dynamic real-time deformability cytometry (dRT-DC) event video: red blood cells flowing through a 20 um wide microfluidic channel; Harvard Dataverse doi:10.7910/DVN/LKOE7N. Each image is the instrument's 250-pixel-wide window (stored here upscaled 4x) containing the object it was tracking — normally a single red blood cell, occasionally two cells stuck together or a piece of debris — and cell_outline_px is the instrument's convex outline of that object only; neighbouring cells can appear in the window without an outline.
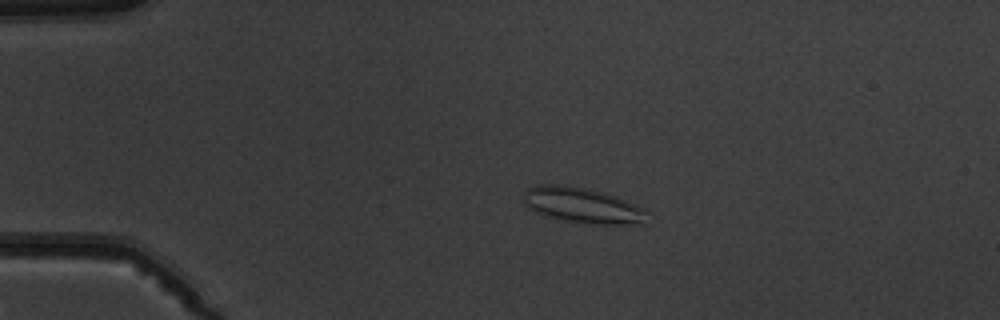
{"species": "common noctule bat (a hibernating species)", "species_latin": "Nyctalus noctula", "temperature_condition": "warm", "stored_images_in_passage": 7, "camera_frame_rate_fps": 3000, "um_per_image_px": 0.085, "animal": {"sex": "male", "body_mass_g": 19.5, "forearm_length_mm": 54.6}, "frame": {"image": 1, "passage_image": 4, "time_ms": 3.667, "image_size_px": [1000, 320], "cell_outline_px": [[644, 224], [584, 224], [544, 216], [536, 212], [524, 204], [524, 192], [528, 188], [536, 184], [560, 184], [588, 188], [604, 192], [616, 196], [644, 208]], "centroid_in_image_um": [49.46, 17.44], "position_along_channel_um": 35.5, "area_um2": 25.66}}
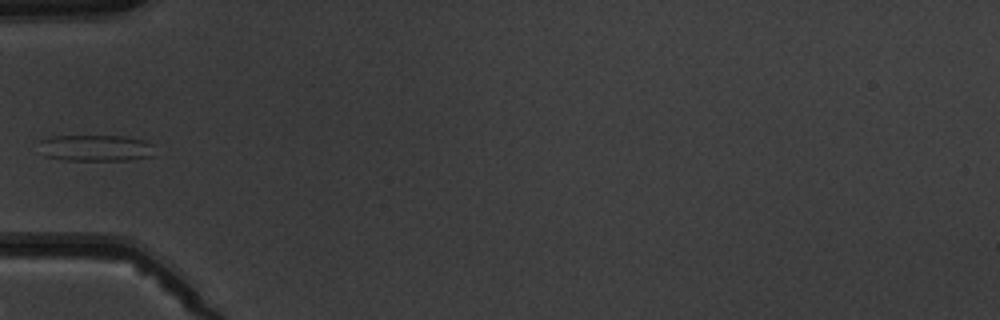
{"frame": {"image": 2, "passage_image": 6, "time_ms": 6.0, "image_size_px": [1000, 320], "cell_outline_px": [[152, 156], [128, 160], [64, 160], [44, 156], [40, 140], [48, 136], [124, 136], [144, 140], [152, 144]], "centroid_in_image_um": [8.12, 12.57], "position_along_channel_um": 76.9, "area_um2": 17.69}}
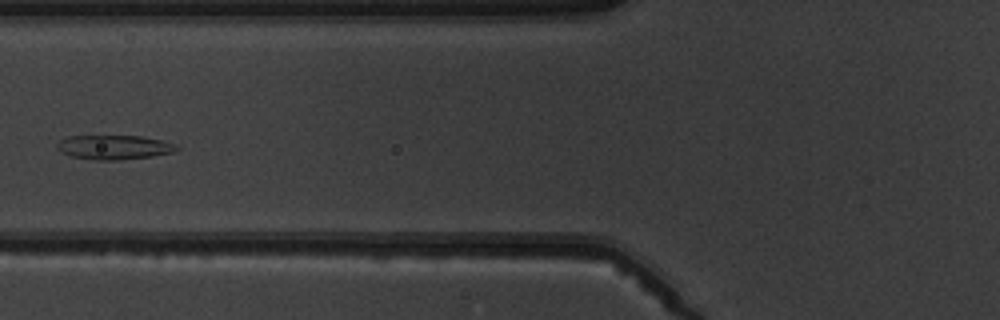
{"frame": {"image": 3, "passage_image": 7, "time_ms": 7.0, "image_size_px": [1000, 320], "cell_outline_px": [[180, 148], [172, 152], [152, 156], [120, 160], [96, 160], [72, 156], [60, 152], [56, 148], [56, 144], [60, 140], [68, 136], [140, 136], [160, 140], [172, 144]], "centroid_in_image_um": [9.63, 12.52], "position_along_channel_um": 116.2, "area_um2": 16.76}}